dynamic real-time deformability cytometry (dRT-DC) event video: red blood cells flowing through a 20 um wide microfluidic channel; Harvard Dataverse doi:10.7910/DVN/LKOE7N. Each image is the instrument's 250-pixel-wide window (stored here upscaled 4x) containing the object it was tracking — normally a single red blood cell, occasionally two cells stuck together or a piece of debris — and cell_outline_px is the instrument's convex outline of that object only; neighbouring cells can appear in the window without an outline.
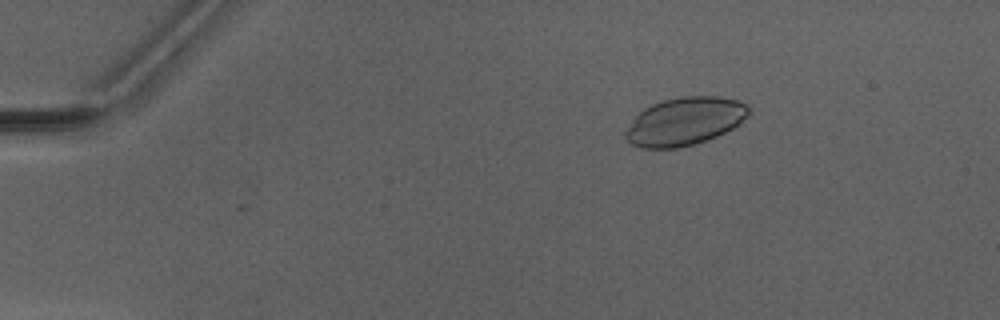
{"species": "Egyptian fruit bat (a non-hibernating species)", "species_latin": "Rousettus aegyptiacus", "temperature_condition": "warm", "stored_images_in_passage": 15, "camera_frame_rate_fps": 3000, "um_per_image_px": 0.085, "animal": {"sex": "male"}, "frame": {"image": 1, "passage_image": 3, "time_ms": 0.667, "image_size_px": [1000, 320], "cell_outline_px": [[752, 112], [740, 124], [716, 136], [692, 144], [676, 148], [640, 148], [632, 144], [624, 136], [624, 132], [636, 116], [644, 108], [652, 104], [664, 100], [680, 96], [720, 96], [736, 100], [748, 104]], "centroid_in_image_um": [58.23, 10.3], "position_along_channel_um": 26.8, "area_um2": 34.39}}